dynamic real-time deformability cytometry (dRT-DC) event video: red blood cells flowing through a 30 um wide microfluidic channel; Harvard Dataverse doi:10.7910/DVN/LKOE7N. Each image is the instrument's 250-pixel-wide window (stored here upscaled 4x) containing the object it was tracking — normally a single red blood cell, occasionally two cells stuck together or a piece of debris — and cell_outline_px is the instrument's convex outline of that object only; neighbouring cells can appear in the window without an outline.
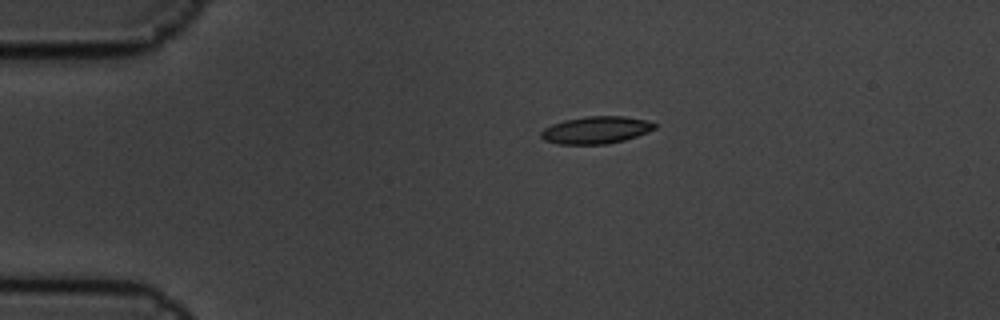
{"species": "common noctule bat (a hibernating species)", "species_latin": "Nyctalus noctula", "temperature_condition": "cold", "stored_images_in_passage": 4, "camera_frame_rate_fps": 3000, "um_per_image_px": 0.085, "animal": {"sex": "male", "body_mass_g": 19.5, "forearm_length_mm": 54.6}, "frame": {"image": 1, "passage_image": 1, "time_ms": 0.0, "image_size_px": [1000, 320], "cell_outline_px": [[656, 128], [648, 132], [624, 140], [608, 144], [556, 144], [544, 140], [540, 136], [540, 132], [544, 128], [552, 124], [564, 120], [584, 116], [624, 116], [648, 120], [656, 124]], "centroid_in_image_um": [50.65, 11.05], "position_along_channel_um": 34.3, "area_um2": 18.21}}
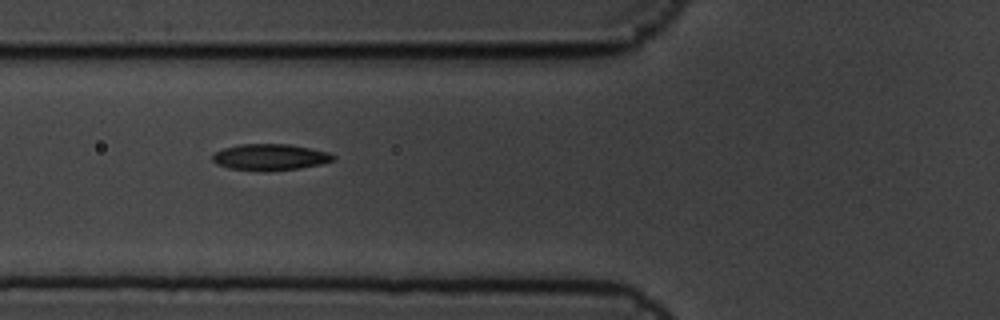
{"frame": {"image": 2, "passage_image": 3, "time_ms": 0.667, "image_size_px": [1000, 320], "cell_outline_px": [[336, 160], [320, 164], [300, 168], [228, 168], [216, 164], [212, 160], [212, 156], [216, 152], [224, 148], [240, 144], [288, 144], [328, 152], [336, 156]], "centroid_in_image_um": [22.98, 13.31], "position_along_channel_um": 102.8, "area_um2": 17.57}}
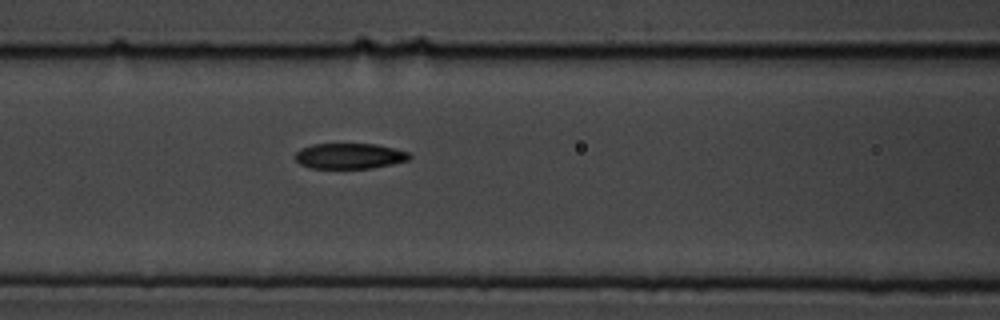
{"frame": {"image": 3, "passage_image": 4, "time_ms": 1.0, "image_size_px": [1000, 320], "cell_outline_px": [[412, 156], [408, 160], [392, 164], [372, 168], [308, 168], [300, 164], [296, 160], [296, 152], [300, 148], [312, 144], [376, 144], [408, 152]], "centroid_in_image_um": [29.69, 13.26], "position_along_channel_um": 136.9, "area_um2": 16.99}}